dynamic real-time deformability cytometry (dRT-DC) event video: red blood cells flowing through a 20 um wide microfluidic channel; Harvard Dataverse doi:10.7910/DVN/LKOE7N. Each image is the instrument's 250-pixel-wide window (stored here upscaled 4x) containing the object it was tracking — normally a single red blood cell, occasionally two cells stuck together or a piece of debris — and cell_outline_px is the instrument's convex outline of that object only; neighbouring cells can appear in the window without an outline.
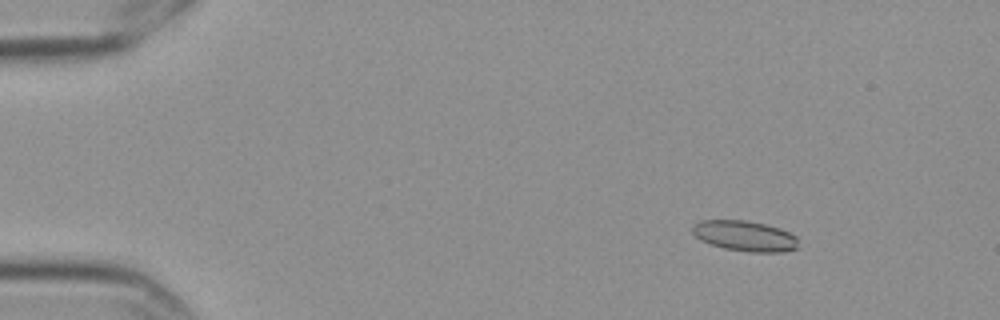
{"species": "Egyptian fruit bat (a non-hibernating species)", "species_latin": "Rousettus aegyptiacus", "temperature_condition": "cold", "stored_images_in_passage": 5, "camera_frame_rate_fps": 3000, "um_per_image_px": 0.085, "frame": {"image": 1, "passage_image": 2, "time_ms": 0.333, "image_size_px": [1000, 320], "cell_outline_px": [[796, 248], [784, 252], [748, 252], [724, 248], [700, 240], [692, 232], [692, 224], [700, 220], [744, 220], [764, 224], [780, 228], [796, 236]], "centroid_in_image_um": [63.27, 20.05], "position_along_channel_um": 21.7, "area_um2": 18.73}}
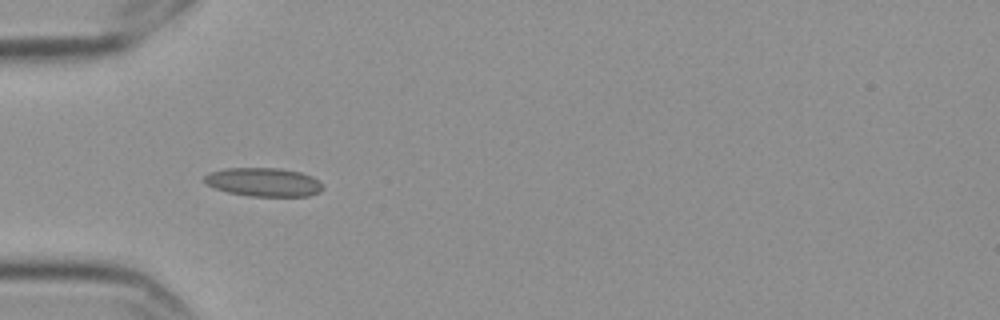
{"frame": {"image": 2, "passage_image": 5, "time_ms": 1.333, "image_size_px": [1000, 320], "cell_outline_px": [[324, 188], [320, 192], [308, 196], [248, 196], [228, 192], [216, 188], [208, 184], [204, 180], [204, 176], [208, 172], [224, 168], [280, 168], [300, 172], [312, 176]], "centroid_in_image_um": [22.4, 15.47], "position_along_channel_um": 62.6, "area_um2": 19.71}}